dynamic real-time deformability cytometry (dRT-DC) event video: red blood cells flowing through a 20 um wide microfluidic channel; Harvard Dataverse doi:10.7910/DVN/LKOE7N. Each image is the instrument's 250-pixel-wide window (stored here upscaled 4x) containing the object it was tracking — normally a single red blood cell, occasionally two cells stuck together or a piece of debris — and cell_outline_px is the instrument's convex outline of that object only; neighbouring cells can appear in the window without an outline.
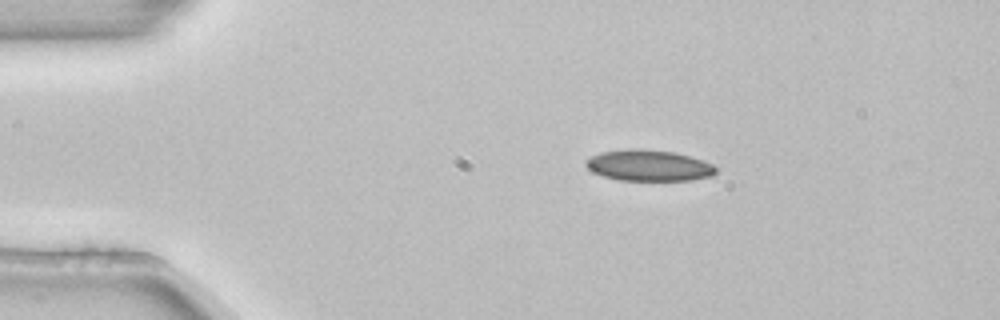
{"species": "common noctule bat (a hibernating species)", "species_latin": "Nyctalus noctula", "temperature_condition": "room temperature", "stored_images_in_passage": 2, "camera_frame_rate_fps": 3000, "um_per_image_px": 0.085, "animal": {"sex": "female", "body_mass_g": 22.7, "forearm_length_mm": 54.2}, "frame": {"image": 1, "passage_image": 1, "time_ms": 0.0, "image_size_px": [1000, 320], "cell_outline_px": [[716, 172], [712, 176], [692, 180], [620, 180], [604, 176], [592, 172], [584, 164], [584, 160], [600, 152], [628, 148], [640, 148], [676, 152], [704, 160], [712, 164], [716, 168]], "centroid_in_image_um": [55.14, 14.05], "position_along_channel_um": 29.9, "area_um2": 23.81}}